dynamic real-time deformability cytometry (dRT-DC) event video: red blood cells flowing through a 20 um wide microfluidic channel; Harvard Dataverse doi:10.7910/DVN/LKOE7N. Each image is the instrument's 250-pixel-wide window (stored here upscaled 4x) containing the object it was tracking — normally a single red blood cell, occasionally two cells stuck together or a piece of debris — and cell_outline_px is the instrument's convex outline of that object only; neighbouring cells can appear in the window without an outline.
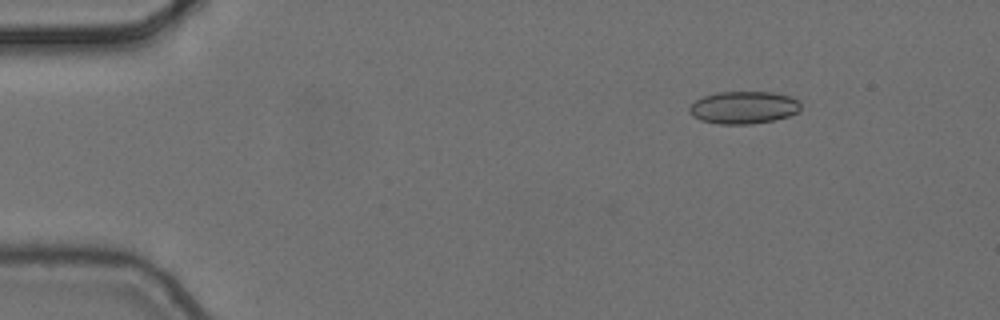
{"species": "common noctule bat (a hibernating species)", "species_latin": "Nyctalus noctula", "temperature_condition": "cold", "stored_images_in_passage": 6, "camera_frame_rate_fps": 3000, "um_per_image_px": 0.085, "animal": {"sex": "female", "body_mass_g": 24.6, "forearm_length_mm": 56.2}, "frame": {"image": 1, "passage_image": 2, "time_ms": 0.333, "image_size_px": [1000, 320], "cell_outline_px": [[800, 108], [796, 112], [788, 116], [772, 120], [752, 124], [720, 124], [700, 120], [692, 116], [688, 112], [688, 108], [696, 100], [704, 96], [716, 92], [772, 92], [792, 96], [800, 100]], "centroid_in_image_um": [63.2, 9.13], "position_along_channel_um": 21.8, "area_um2": 21.15}}
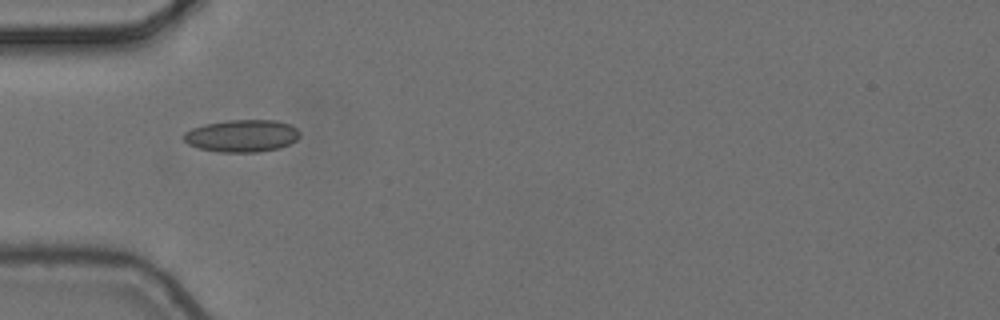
{"frame": {"image": 2, "passage_image": 5, "time_ms": 1.333, "image_size_px": [1000, 320], "cell_outline_px": [[300, 136], [296, 140], [280, 148], [260, 152], [220, 152], [200, 148], [188, 144], [184, 140], [184, 132], [192, 128], [204, 124], [228, 120], [276, 120], [292, 124], [300, 132]], "centroid_in_image_um": [20.59, 11.54], "position_along_channel_um": 64.4, "area_um2": 21.96}}
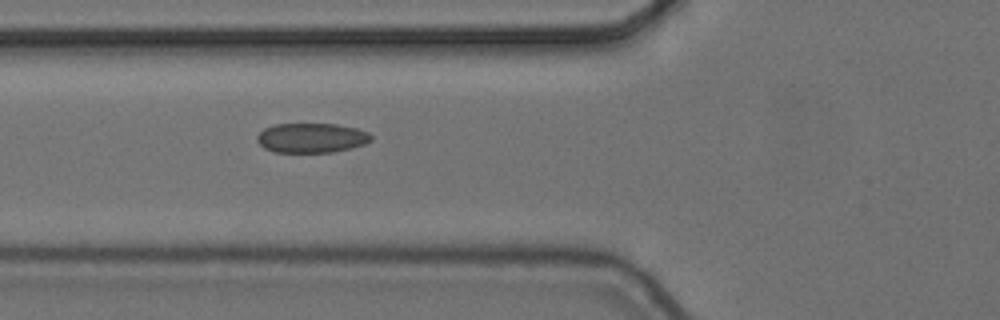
{"frame": {"image": 3, "passage_image": 6, "time_ms": 1.667, "image_size_px": [1000, 320], "cell_outline_px": [[372, 140], [364, 144], [352, 148], [332, 152], [272, 152], [264, 148], [256, 140], [256, 136], [264, 128], [276, 124], [336, 124], [356, 128], [368, 132], [372, 136]], "centroid_in_image_um": [26.47, 11.72], "position_along_channel_um": 99.3, "area_um2": 19.77}}